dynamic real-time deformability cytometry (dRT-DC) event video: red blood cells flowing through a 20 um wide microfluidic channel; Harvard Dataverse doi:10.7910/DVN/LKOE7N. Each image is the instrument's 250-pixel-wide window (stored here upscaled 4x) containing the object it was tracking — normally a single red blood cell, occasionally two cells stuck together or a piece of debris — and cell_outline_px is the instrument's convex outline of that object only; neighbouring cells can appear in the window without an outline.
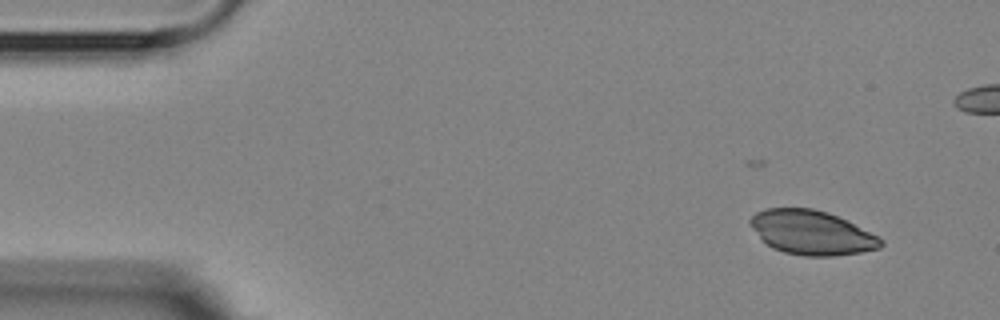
{"species": "Egyptian fruit bat (a non-hibernating species)", "species_latin": "Rousettus aegyptiacus", "temperature_condition": "room temperature", "stored_images_in_passage": 5, "camera_frame_rate_fps": 3000, "um_per_image_px": 0.085, "animal": {"sex": "female"}, "frame": {"image": 1, "passage_image": 1, "time_ms": 0.0, "image_size_px": [1000, 320], "cell_outline_px": [[884, 244], [880, 248], [860, 252], [832, 256], [804, 256], [784, 252], [772, 248], [748, 224], [748, 220], [756, 212], [768, 208], [812, 208], [828, 212], [880, 236], [884, 240]], "centroid_in_image_um": [69.01, 19.77], "position_along_channel_um": 16.0, "area_um2": 33.58}}